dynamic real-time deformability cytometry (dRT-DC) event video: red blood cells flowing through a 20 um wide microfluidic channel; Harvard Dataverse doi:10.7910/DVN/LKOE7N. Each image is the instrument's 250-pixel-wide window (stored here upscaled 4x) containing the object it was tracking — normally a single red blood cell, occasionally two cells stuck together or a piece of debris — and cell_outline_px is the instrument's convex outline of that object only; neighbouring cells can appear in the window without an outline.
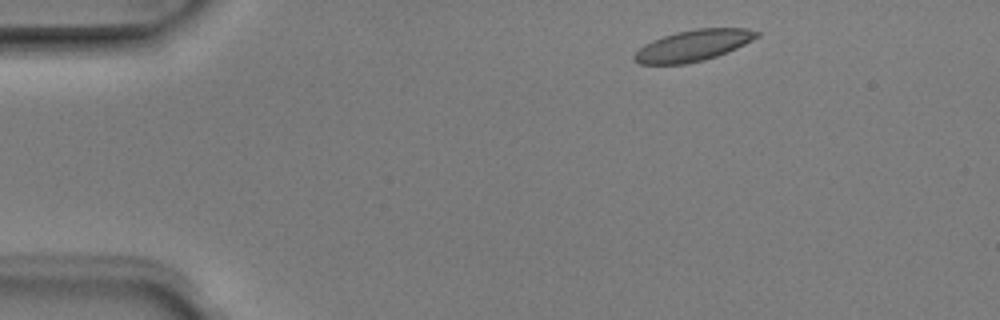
{"species": "Egyptian fruit bat (a non-hibernating species)", "species_latin": "Rousettus aegyptiacus", "temperature_condition": "room temperature", "stored_images_in_passage": 3, "camera_frame_rate_fps": 3000, "um_per_image_px": 0.085, "animal": {"sex": "male"}, "frame": {"image": 1, "passage_image": 1, "time_ms": 0.0, "image_size_px": [1000, 320], "cell_outline_px": [[760, 36], [736, 48], [716, 56], [704, 60], [684, 64], [640, 64], [632, 60], [632, 56], [644, 44], [652, 40], [676, 32], [696, 28], [748, 28], [760, 32]], "centroid_in_image_um": [58.91, 3.86], "position_along_channel_um": 26.1, "area_um2": 22.25}}